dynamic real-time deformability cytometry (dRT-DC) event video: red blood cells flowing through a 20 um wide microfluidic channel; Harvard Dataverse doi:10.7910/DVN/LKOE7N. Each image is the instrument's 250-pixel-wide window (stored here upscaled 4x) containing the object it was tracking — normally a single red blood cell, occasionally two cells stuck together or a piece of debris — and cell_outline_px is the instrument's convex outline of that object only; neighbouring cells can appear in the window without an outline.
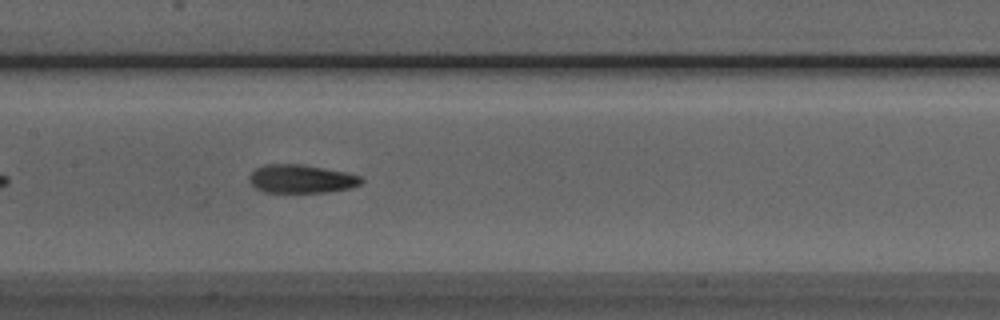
{"species": "Egyptian fruit bat (a non-hibernating species)", "species_latin": "Rousettus aegyptiacus", "temperature_condition": "room temperature", "stored_images_in_passage": 39, "camera_frame_rate_fps": 3000, "um_per_image_px": 0.085, "animal": {"sex": "male"}, "frame": {"image": 1, "passage_image": 12, "time_ms": 3.667, "image_size_px": [1000, 320], "cell_outline_px": [[364, 180], [360, 184], [348, 188], [328, 192], [264, 192], [256, 188], [248, 180], [248, 176], [256, 168], [264, 164], [300, 164], [344, 172], [360, 176]], "centroid_in_image_um": [25.56, 15.2], "position_along_channel_um": 181.8, "area_um2": 18.38}}
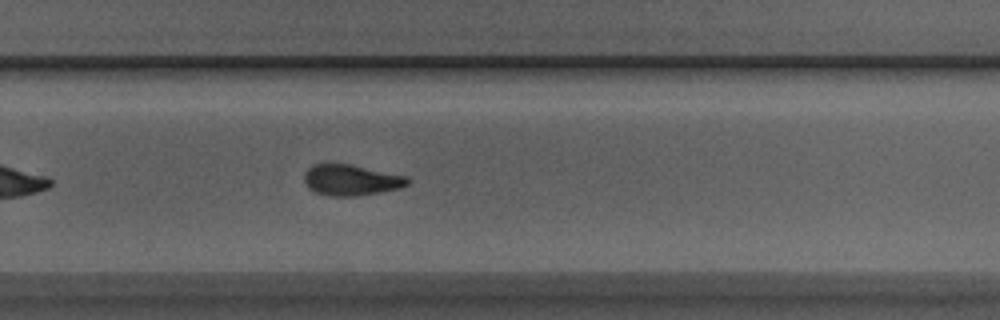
{"frame": {"image": 2, "passage_image": 21, "time_ms": 6.667, "image_size_px": [1000, 320], "cell_outline_px": [[412, 180], [408, 184], [400, 188], [356, 196], [332, 196], [316, 192], [308, 188], [304, 180], [304, 172], [312, 164], [352, 164], [408, 176]], "centroid_in_image_um": [29.86, 15.29], "position_along_channel_um": 299.9, "area_um2": 18.73}}
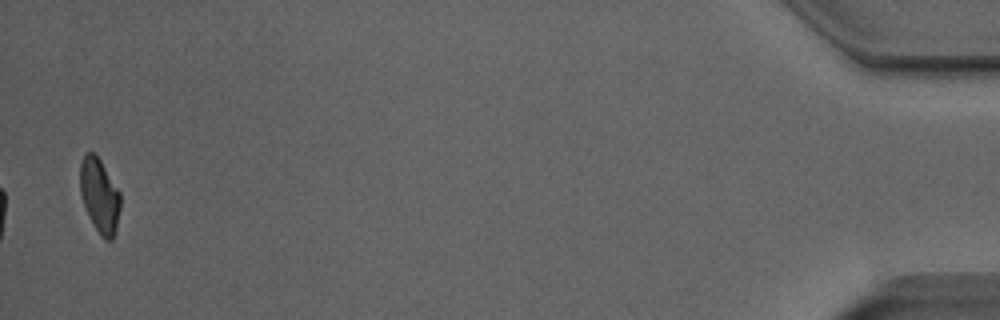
{"frame": {"image": 3, "passage_image": 38, "time_ms": 12.333, "image_size_px": [1000, 320], "cell_outline_px": [[120, 208], [112, 240], [104, 240], [100, 236], [92, 224], [84, 204], [80, 192], [80, 164], [84, 156], [88, 152], [92, 152], [100, 160], [120, 192]], "centroid_in_image_um": [8.45, 16.65], "position_along_channel_um": 426.7, "area_um2": 17.17}, "authors_computed_cell_mechanics": {"area_um2": 18.3804, "velocity_mm_per_s": 3.9526, "shape_relaxation_time_tau1_ms": 5.5212, "shape_relaxation_time_tau2_ms": 3.6749, "deformation_change_tau1": 0.1766, "deformation_change_tau2": 0.1041}}